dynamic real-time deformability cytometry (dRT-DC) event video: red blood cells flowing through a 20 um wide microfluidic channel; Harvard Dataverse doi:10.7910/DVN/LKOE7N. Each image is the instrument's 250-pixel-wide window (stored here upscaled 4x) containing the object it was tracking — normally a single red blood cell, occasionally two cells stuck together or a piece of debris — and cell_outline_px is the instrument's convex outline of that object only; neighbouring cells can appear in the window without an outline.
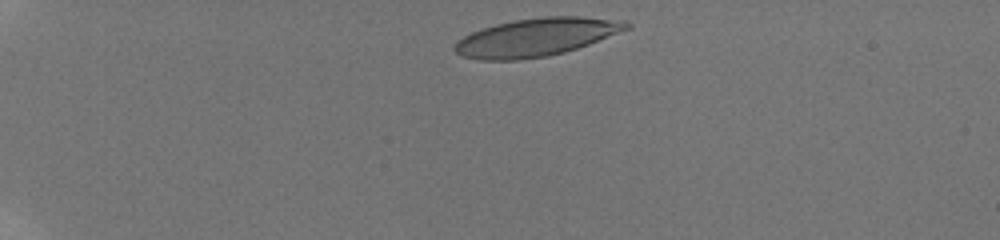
{"species": "human", "species_latin": "Homo sapiens", "temperature_condition": "room temperature", "stored_images_in_passage": 39, "camera_frame_rate_fps": 3000, "um_per_image_px": 0.085, "donor": {"sex": "male"}, "frame": {"image": 1, "passage_image": 1, "time_ms": 0.0, "image_size_px": [1000, 240], "cell_outline_px": [[632, 28], [588, 44], [564, 52], [548, 56], [520, 60], [480, 60], [460, 56], [452, 48], [464, 36], [472, 32], [496, 24], [516, 20], [544, 16], [580, 16], [624, 20], [632, 24]], "centroid_in_image_um": [45.62, 3.16], "position_along_channel_um": 39.4, "area_um2": 38.03}}
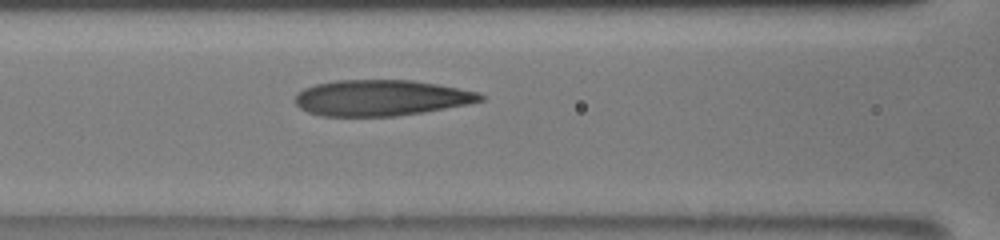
{"frame": {"image": 2, "passage_image": 10, "time_ms": 4.667, "image_size_px": [1000, 240], "cell_outline_px": [[484, 100], [468, 104], [420, 112], [392, 116], [320, 116], [308, 112], [300, 108], [296, 104], [296, 96], [304, 88], [316, 84], [336, 80], [412, 80], [436, 84], [480, 92], [484, 96]], "centroid_in_image_um": [32.38, 8.31], "position_along_channel_um": 134.2, "area_um2": 38.49}}
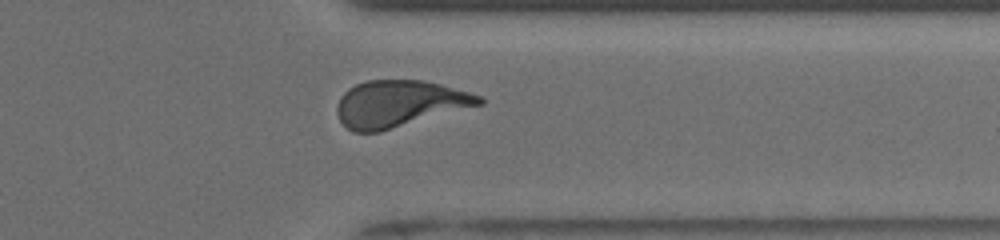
{"frame": {"image": 3, "passage_image": 33, "time_ms": 11.0, "image_size_px": [1000, 240], "cell_outline_px": [[484, 104], [380, 132], [352, 132], [340, 120], [336, 112], [336, 108], [340, 96], [348, 88], [356, 84], [368, 80], [424, 80], [440, 84], [468, 92], [480, 96], [484, 100]], "centroid_in_image_um": [33.92, 8.82], "position_along_channel_um": 377.5, "area_um2": 38.67}, "authors_computed_cell_mechanics": {"area_um2": 38.5526, "velocity_mm_per_s": 3.8463, "shape_relaxation_time_tau1_ms": 4.8744, "shape_relaxation_time_tau2_ms": 1.3281, "deformation_change_tau1": 0.2146, "deformation_change_tau2": 0.1042}}